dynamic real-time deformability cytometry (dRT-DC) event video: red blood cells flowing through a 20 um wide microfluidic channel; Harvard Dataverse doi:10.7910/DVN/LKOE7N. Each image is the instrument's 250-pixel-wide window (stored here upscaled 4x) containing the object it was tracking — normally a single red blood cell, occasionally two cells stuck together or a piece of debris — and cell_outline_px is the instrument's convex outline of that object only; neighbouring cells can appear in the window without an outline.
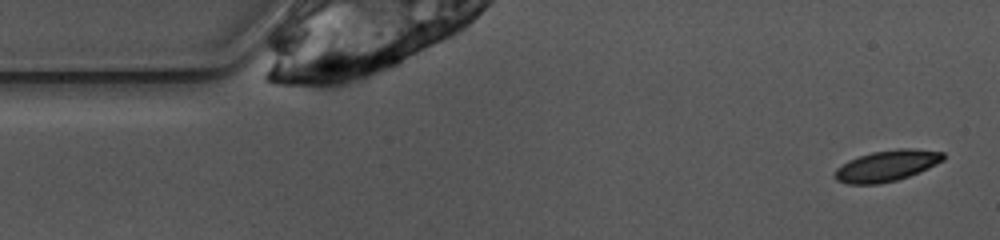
{"species": "common noctule bat (a hibernating species)", "species_latin": "Nyctalus noctula", "temperature_condition": "warm", "stored_images_in_passage": 50, "camera_frame_rate_fps": 3000, "um_per_image_px": 0.085, "animal": {"sex": "female", "body_mass_g": 10.0, "forearm_length_mm": 53.1}, "frame": {"image": 1, "passage_image": 2, "time_ms": 0.333, "image_size_px": [1000, 240], "cell_outline_px": [[944, 160], [920, 172], [896, 180], [880, 184], [848, 184], [836, 180], [836, 168], [848, 160], [872, 152], [900, 148], [912, 148], [944, 152]], "centroid_in_image_um": [75.39, 14.09], "position_along_channel_um": 9.6, "area_um2": 19.54}}
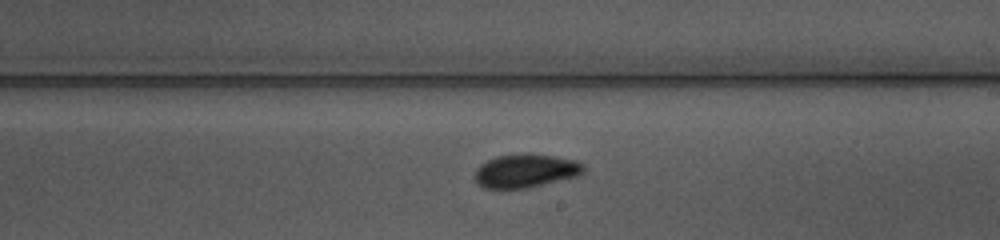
{"frame": {"image": 2, "passage_image": 27, "time_ms": 8.667, "image_size_px": [1000, 240], "cell_outline_px": [[584, 172], [580, 176], [528, 188], [484, 188], [476, 180], [476, 168], [480, 164], [496, 156], [524, 152], [552, 156], [576, 160], [584, 164]], "centroid_in_image_um": [44.72, 14.51], "position_along_channel_um": 244.3, "area_um2": 21.44}}
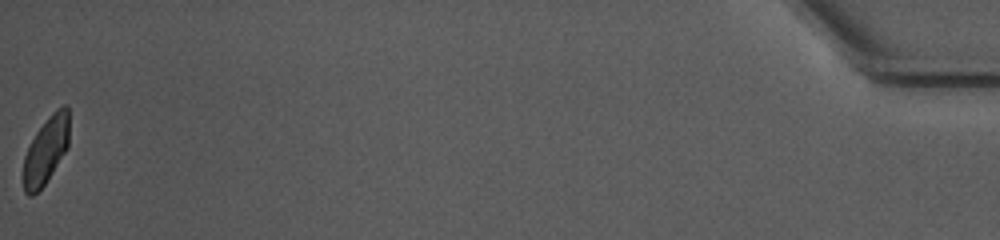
{"frame": {"image": 3, "passage_image": 50, "time_ms": 16.333, "image_size_px": [1000, 240], "cell_outline_px": [[68, 148], [44, 184], [32, 196], [28, 196], [24, 192], [24, 156], [36, 132], [48, 116], [56, 108], [64, 104], [68, 108]], "centroid_in_image_um": [3.91, 12.75], "position_along_channel_um": 431.3, "area_um2": 17.63}, "authors_computed_cell_mechanics": {"area_um2": 19.652, "velocity_mm_per_s": 3.872, "shape_relaxation_time_tau1_ms": 3.2748, "shape_relaxation_time_tau2_ms": 1.942, "deformation_change_tau1": 0.0991, "deformation_change_tau2": 0.0357}}